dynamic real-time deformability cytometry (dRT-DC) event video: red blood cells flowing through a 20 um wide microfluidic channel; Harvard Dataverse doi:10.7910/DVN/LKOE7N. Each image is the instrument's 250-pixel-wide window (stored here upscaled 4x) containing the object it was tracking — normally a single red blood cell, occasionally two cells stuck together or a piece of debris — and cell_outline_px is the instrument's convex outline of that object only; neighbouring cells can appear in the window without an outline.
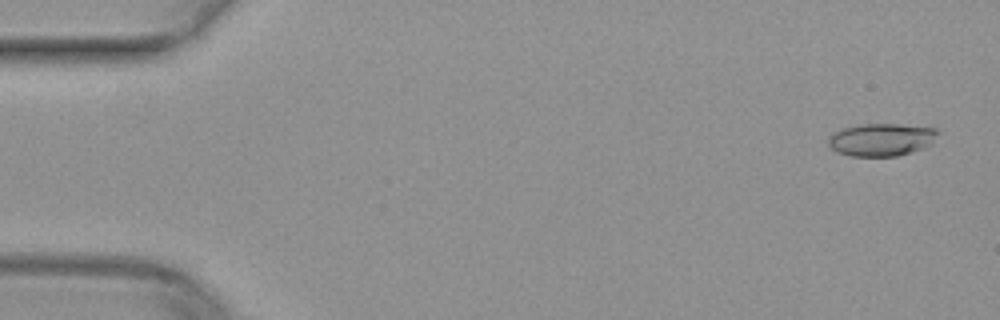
{"species": "common noctule bat (a hibernating species)", "species_latin": "Nyctalus noctula", "temperature_condition": "warm", "stored_images_in_passage": 27, "camera_frame_rate_fps": 3000, "um_per_image_px": 0.085, "animal": {"sex": "female", "body_mass_g": 29.2, "forearm_length_mm": 56.3}, "frame": {"image": 1, "passage_image": 2, "time_ms": 0.333, "image_size_px": [1000, 320], "cell_outline_px": [[940, 132], [932, 144], [896, 156], [852, 156], [836, 152], [828, 144], [828, 136], [832, 132], [844, 128], [860, 124], [900, 124], [936, 128]], "centroid_in_image_um": [74.9, 11.85], "position_along_channel_um": 10.1, "area_um2": 20.87}}